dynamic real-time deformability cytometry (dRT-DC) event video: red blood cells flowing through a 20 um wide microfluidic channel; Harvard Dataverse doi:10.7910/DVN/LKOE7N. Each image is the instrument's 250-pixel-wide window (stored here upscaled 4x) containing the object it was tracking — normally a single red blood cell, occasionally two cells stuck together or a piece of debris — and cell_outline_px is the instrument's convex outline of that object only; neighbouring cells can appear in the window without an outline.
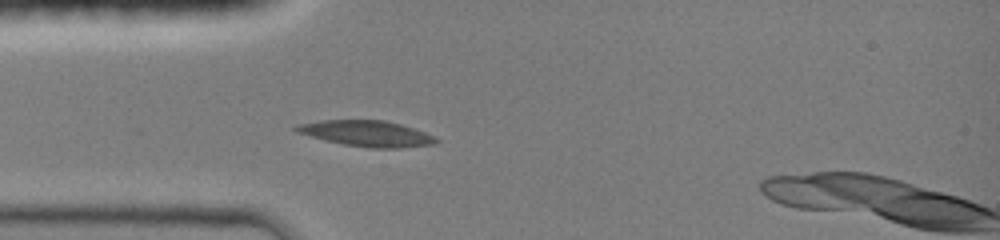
{"species": "common noctule bat (a hibernating species)", "species_latin": "Nyctalus noctula", "temperature_condition": "room temperature", "stored_images_in_passage": 31, "camera_frame_rate_fps": 3000, "um_per_image_px": 0.085, "animal": {"sex": "female", "body_mass_g": 19.0, "forearm_length_mm": 51.5}, "frame": {"image": 1, "passage_image": 4, "time_ms": 1.0, "image_size_px": [1000, 240], "cell_outline_px": [[440, 140], [432, 144], [400, 148], [368, 148], [344, 144], [324, 140], [296, 132], [292, 128], [296, 124], [320, 120], [384, 120], [400, 124], [424, 132]], "centroid_in_image_um": [31.1, 11.34], "position_along_channel_um": 53.9, "area_um2": 20.98}}
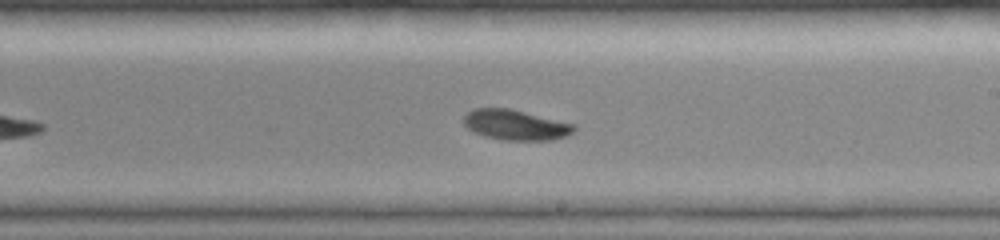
{"frame": {"image": 2, "passage_image": 17, "time_ms": 5.333, "image_size_px": [1000, 240], "cell_outline_px": [[576, 128], [572, 132], [564, 136], [552, 140], [504, 140], [484, 136], [468, 128], [464, 124], [464, 116], [468, 112], [476, 108], [508, 108], [576, 124]], "centroid_in_image_um": [43.83, 10.62], "position_along_channel_um": 245.2, "area_um2": 19.25}}
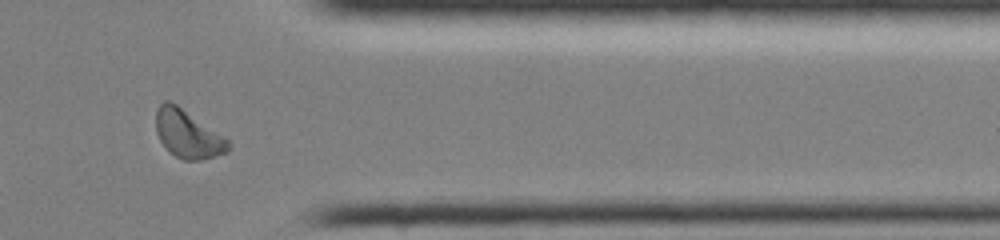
{"frame": {"image": 3, "passage_image": 28, "time_ms": 9.0, "image_size_px": [1000, 240], "cell_outline_px": [[232, 148], [228, 152], [200, 160], [184, 160], [168, 152], [160, 140], [156, 132], [156, 108], [164, 100], [168, 100], [176, 104], [224, 136], [232, 144]], "centroid_in_image_um": [15.96, 11.4], "position_along_channel_um": 395.4, "area_um2": 20.29}}